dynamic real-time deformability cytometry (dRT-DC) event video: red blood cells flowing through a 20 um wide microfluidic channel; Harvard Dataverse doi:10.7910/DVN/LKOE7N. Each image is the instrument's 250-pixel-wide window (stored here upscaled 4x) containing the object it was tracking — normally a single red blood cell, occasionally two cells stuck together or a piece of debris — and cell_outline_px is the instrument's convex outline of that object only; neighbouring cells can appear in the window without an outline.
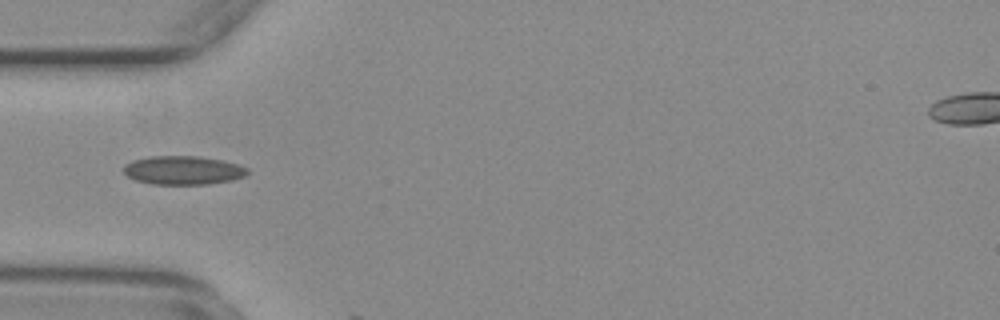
{"species": "common noctule bat (a hibernating species)", "species_latin": "Nyctalus noctula", "temperature_condition": "warm", "stored_images_in_passage": 6, "camera_frame_rate_fps": 3000, "um_per_image_px": 0.085, "animal": {"sex": "female", "body_mass_g": 29.2, "forearm_length_mm": 56.3}, "frame": {"image": 1, "passage_image": 5, "time_ms": 1.333, "image_size_px": [1000, 320], "cell_outline_px": [[248, 172], [244, 176], [232, 180], [208, 184], [152, 184], [136, 180], [128, 176], [124, 172], [124, 164], [132, 160], [152, 156], [200, 156], [220, 160], [236, 164], [248, 168]], "centroid_in_image_um": [15.55, 14.47], "position_along_channel_um": 69.5, "area_um2": 20.58}}